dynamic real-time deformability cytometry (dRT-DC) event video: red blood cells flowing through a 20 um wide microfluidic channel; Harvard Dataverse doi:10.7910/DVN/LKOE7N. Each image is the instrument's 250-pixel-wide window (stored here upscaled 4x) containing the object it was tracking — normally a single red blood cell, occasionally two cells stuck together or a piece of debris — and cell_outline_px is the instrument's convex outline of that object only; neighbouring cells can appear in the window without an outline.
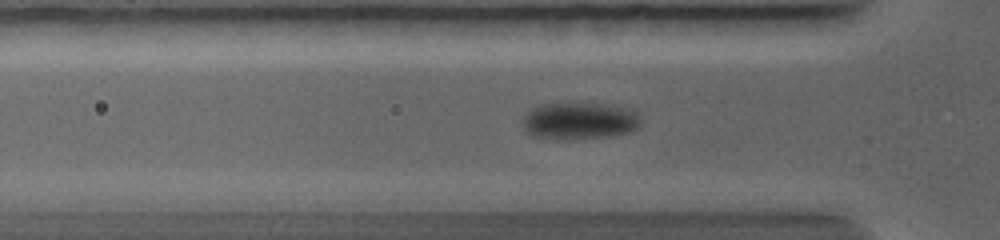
{"species": "common noctule bat (a hibernating species)", "species_latin": "Nyctalus noctula", "temperature_condition": "warm", "stored_images_in_passage": 24, "camera_frame_rate_fps": 5000, "um_per_image_px": 0.085, "animal": {"sex": "female", "body_mass_g": 19.0, "forearm_length_mm": 56.7}, "frame": {"image": 1, "passage_image": 6, "time_ms": 3.2, "image_size_px": [1000, 240], "cell_outline_px": [[640, 124], [632, 132], [608, 136], [564, 140], [556, 140], [528, 136], [524, 128], [524, 116], [528, 108], [540, 104], [568, 100], [580, 100], [636, 108], [640, 120]], "centroid_in_image_um": [49.23, 10.21], "position_along_channel_um": 76.6, "area_um2": 27.22}}
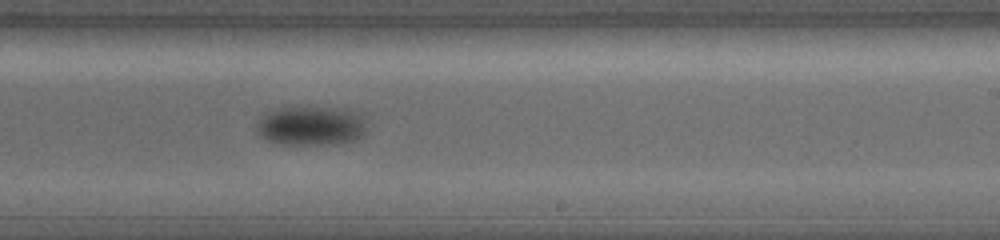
{"frame": {"image": 2, "passage_image": 14, "time_ms": 7.2, "image_size_px": [1000, 240], "cell_outline_px": [[364, 132], [356, 140], [332, 144], [280, 144], [268, 140], [260, 136], [256, 132], [256, 124], [268, 112], [280, 108], [332, 108], [360, 112], [364, 128]], "centroid_in_image_um": [26.4, 10.71], "position_along_channel_um": 262.6, "area_um2": 24.68}}
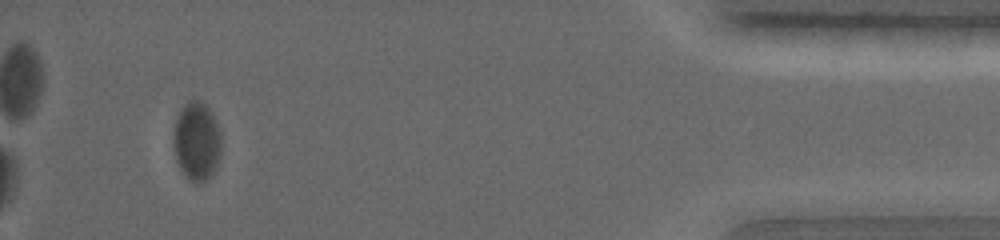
{"frame": {"image": 3, "passage_image": 22, "time_ms": 12.2, "image_size_px": [1000, 240], "cell_outline_px": [[220, 152], [216, 168], [212, 176], [200, 184], [196, 184], [180, 168], [176, 160], [172, 140], [172, 132], [176, 120], [180, 112], [192, 100], [196, 100], [208, 108], [212, 112], [220, 136]], "centroid_in_image_um": [16.71, 12.06], "position_along_channel_um": 418.5, "area_um2": 21.5}}